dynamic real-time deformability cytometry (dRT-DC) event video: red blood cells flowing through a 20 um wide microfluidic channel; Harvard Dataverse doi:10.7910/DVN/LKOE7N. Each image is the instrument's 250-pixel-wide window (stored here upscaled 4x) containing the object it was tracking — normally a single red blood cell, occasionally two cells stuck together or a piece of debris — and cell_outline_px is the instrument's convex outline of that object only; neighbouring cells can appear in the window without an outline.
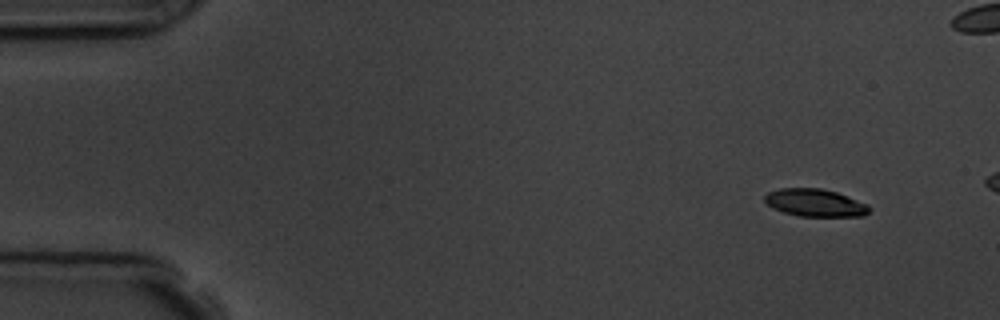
{"species": "common noctule bat (a hibernating species)", "species_latin": "Nyctalus noctula", "temperature_condition": "room temperature", "stored_images_in_passage": 4, "camera_frame_rate_fps": 3000, "um_per_image_px": 0.085, "animal": {"sex": "male", "body_mass_g": 19.5, "forearm_length_mm": 54.6}, "frame": {"image": 1, "passage_image": 1, "time_ms": 0.0, "image_size_px": [1000, 320], "cell_outline_px": [[872, 208], [864, 216], [800, 216], [784, 212], [772, 208], [764, 200], [764, 196], [768, 192], [780, 188], [820, 188], [836, 192], [868, 204]], "centroid_in_image_um": [69.29, 17.23], "position_along_channel_um": 15.7, "area_um2": 16.76}}